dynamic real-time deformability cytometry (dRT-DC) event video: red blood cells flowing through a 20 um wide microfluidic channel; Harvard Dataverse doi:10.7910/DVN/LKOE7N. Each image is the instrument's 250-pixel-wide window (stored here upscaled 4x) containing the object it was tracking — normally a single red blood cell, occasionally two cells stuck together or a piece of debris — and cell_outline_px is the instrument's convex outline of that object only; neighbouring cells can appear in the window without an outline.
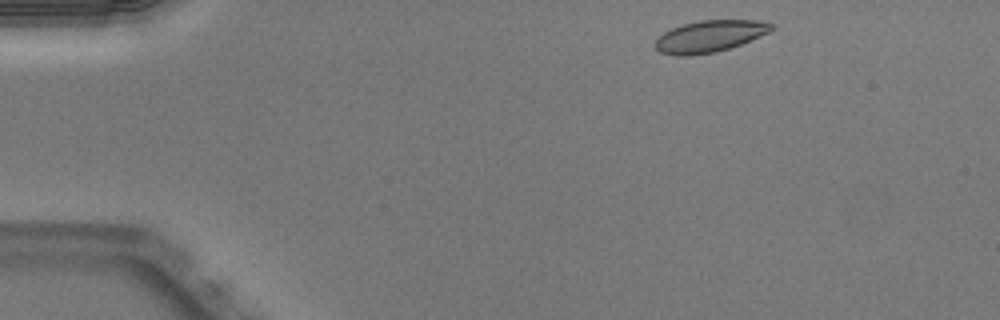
{"species": "Egyptian fruit bat (a non-hibernating species)", "species_latin": "Rousettus aegyptiacus", "temperature_condition": "warm", "stored_images_in_passage": 45, "camera_frame_rate_fps": 3000, "um_per_image_px": 0.085, "animal": {"sex": "male"}, "frame": {"image": 1, "passage_image": 2, "time_ms": 0.333, "image_size_px": [1000, 320], "cell_outline_px": [[776, 28], [768, 32], [740, 44], [716, 52], [692, 56], [676, 56], [660, 52], [652, 44], [664, 32], [672, 28], [684, 24], [700, 20], [760, 20], [772, 24]], "centroid_in_image_um": [60.29, 3.09], "position_along_channel_um": 24.7, "area_um2": 21.44}}
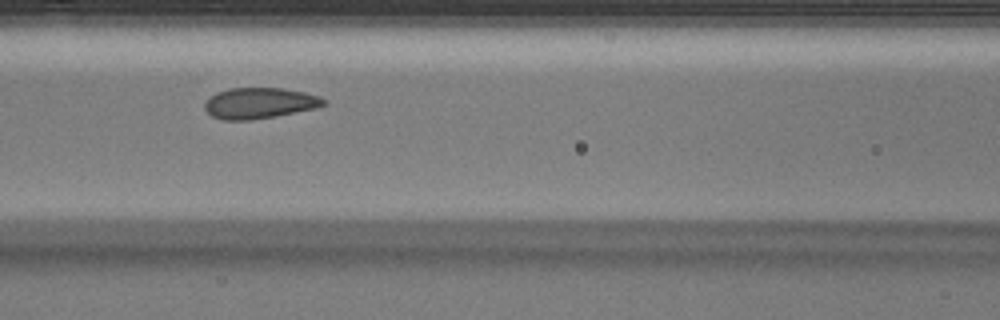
{"frame": {"image": 2, "passage_image": 17, "time_ms": 5.333, "image_size_px": [1000, 320], "cell_outline_px": [[328, 104], [312, 108], [276, 116], [252, 120], [224, 120], [212, 116], [204, 108], [204, 104], [216, 92], [228, 88], [280, 88], [304, 92], [320, 96], [328, 100]], "centroid_in_image_um": [22.07, 8.76], "position_along_channel_um": 144.5, "area_um2": 21.33}}
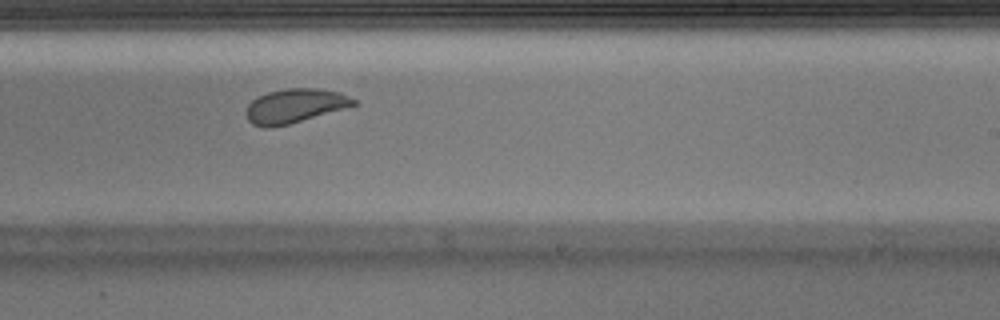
{"frame": {"image": 3, "passage_image": 26, "time_ms": 8.333, "image_size_px": [1000, 320], "cell_outline_px": [[360, 104], [288, 124], [268, 128], [264, 128], [252, 124], [248, 120], [248, 104], [256, 96], [268, 92], [288, 88], [316, 88], [340, 92], [356, 100]], "centroid_in_image_um": [25.08, 8.99], "position_along_channel_um": 263.9, "area_um2": 21.27}, "authors_computed_cell_mechanics": {"area_um2": 22.3108, "velocity_mm_per_s": 3.9912, "shape_relaxation_time_tau1_ms": null, "shape_relaxation_time_tau2_ms": 0.639, "deformation_change_tau1": null, "deformation_change_tau2": 0.0604}}